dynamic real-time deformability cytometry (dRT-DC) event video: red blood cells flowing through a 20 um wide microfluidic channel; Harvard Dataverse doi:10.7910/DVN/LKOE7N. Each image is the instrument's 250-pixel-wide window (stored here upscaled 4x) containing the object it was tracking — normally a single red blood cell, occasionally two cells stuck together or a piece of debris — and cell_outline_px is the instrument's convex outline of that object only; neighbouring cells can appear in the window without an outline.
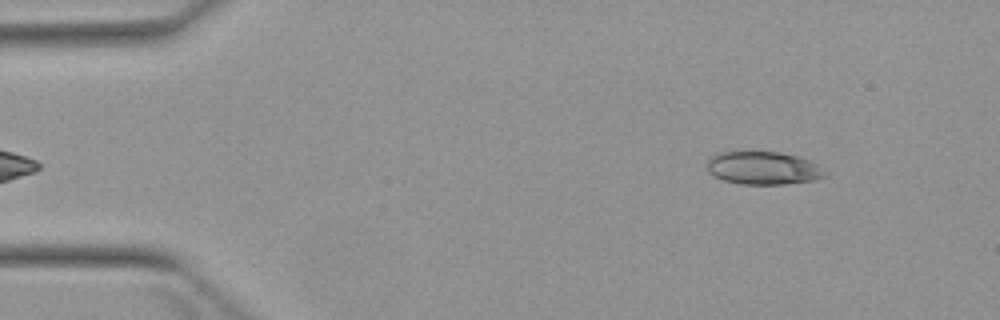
{"species": "Egyptian fruit bat (a non-hibernating species)", "species_latin": "Rousettus aegyptiacus", "temperature_condition": "warm", "stored_images_in_passage": 6, "camera_frame_rate_fps": 3000, "um_per_image_px": 0.085, "animal": {"sex": "female"}, "frame": {"image": 1, "passage_image": 6, "time_ms": 6.667, "image_size_px": [1000, 320], "cell_outline_px": [[828, 176], [816, 180], [784, 184], [740, 184], [724, 180], [712, 176], [708, 172], [708, 160], [712, 156], [720, 152], [780, 152], [796, 156], [808, 160], [816, 164]], "centroid_in_image_um": [64.86, 14.3], "position_along_channel_um": 20.1, "area_um2": 22.54}}